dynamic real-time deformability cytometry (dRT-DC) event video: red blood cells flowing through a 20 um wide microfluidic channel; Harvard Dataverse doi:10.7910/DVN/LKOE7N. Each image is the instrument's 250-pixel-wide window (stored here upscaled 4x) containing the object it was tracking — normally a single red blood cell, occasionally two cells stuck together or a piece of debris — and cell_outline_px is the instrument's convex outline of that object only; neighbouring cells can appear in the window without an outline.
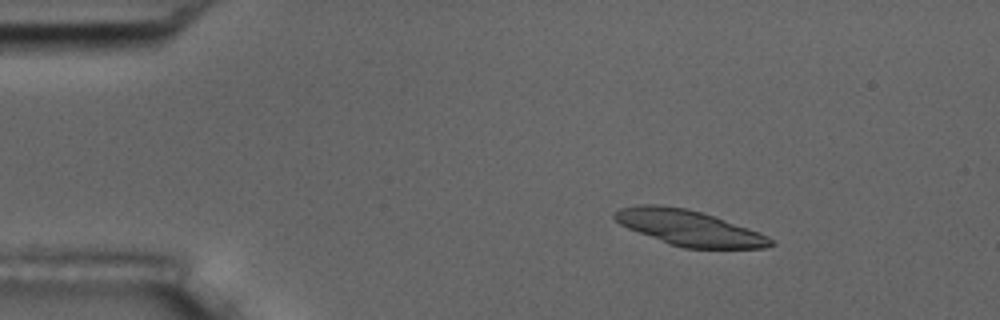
{"species": "common noctule bat (a hibernating species)", "species_latin": "Nyctalus noctula", "temperature_condition": "room temperature", "stored_images_in_passage": 5, "camera_frame_rate_fps": 3000, "um_per_image_px": 0.085, "animal": {"sex": "male", "body_mass_g": 17.5, "forearm_length_mm": 52.3}, "frame": {"image": 1, "passage_image": 3, "time_ms": 2.333, "image_size_px": [1000, 320], "cell_outline_px": [[776, 244], [764, 248], [684, 248], [668, 244], [628, 228], [620, 224], [612, 216], [620, 208], [636, 204], [660, 204], [684, 208], [700, 212], [760, 232], [776, 240]], "centroid_in_image_um": [58.57, 19.37], "position_along_channel_um": 26.4, "area_um2": 32.14}}